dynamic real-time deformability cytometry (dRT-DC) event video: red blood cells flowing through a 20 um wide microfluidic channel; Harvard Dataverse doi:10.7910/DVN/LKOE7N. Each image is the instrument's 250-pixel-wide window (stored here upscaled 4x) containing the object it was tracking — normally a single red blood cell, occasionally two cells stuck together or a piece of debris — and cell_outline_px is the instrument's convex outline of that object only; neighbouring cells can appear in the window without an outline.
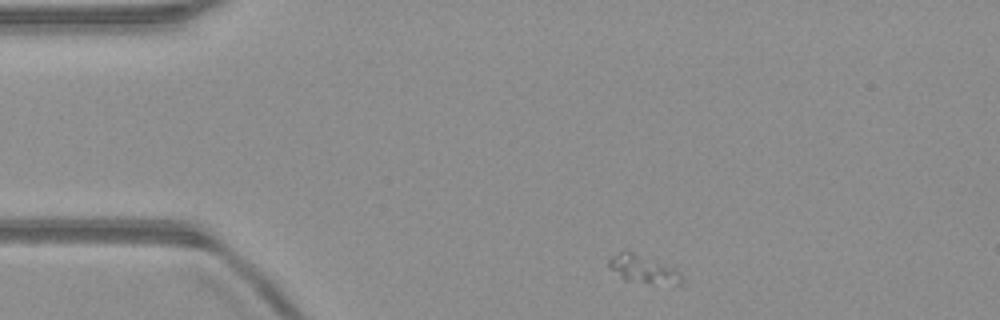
{"species": "common noctule bat (a hibernating species)", "species_latin": "Nyctalus noctula", "temperature_condition": "warm", "stored_images_in_passage": 46, "segment_of_instrument_passage": [1, 2], "camera_frame_rate_fps": 3000, "um_per_image_px": 0.085, "animal": {"sex": "male", "body_mass_g": 23.1, "forearm_length_mm": 52.7}, "frame": {"image": 1, "passage_image": 1, "time_ms": 0.0, "image_size_px": [1000, 320], "cell_outline_px": [[684, 288], [624, 280], [608, 264], [608, 260], [612, 256], [624, 248], [676, 268], [680, 272]], "centroid_in_image_um": [54.78, 22.91], "position_along_channel_um": 30.2, "area_um2": 12.43}}
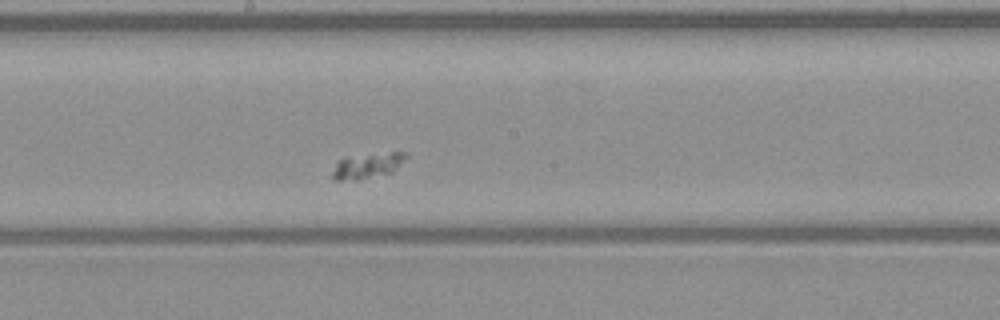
{"frame": {"image": 2, "passage_image": 20, "time_ms": 6.333, "image_size_px": [1000, 320], "cell_outline_px": [[408, 156], [392, 172], [356, 180], [332, 180], [332, 172], [336, 160], [392, 152], [408, 152]], "centroid_in_image_um": [31.22, 14.1], "position_along_channel_um": 217.0, "area_um2": 10.46}}
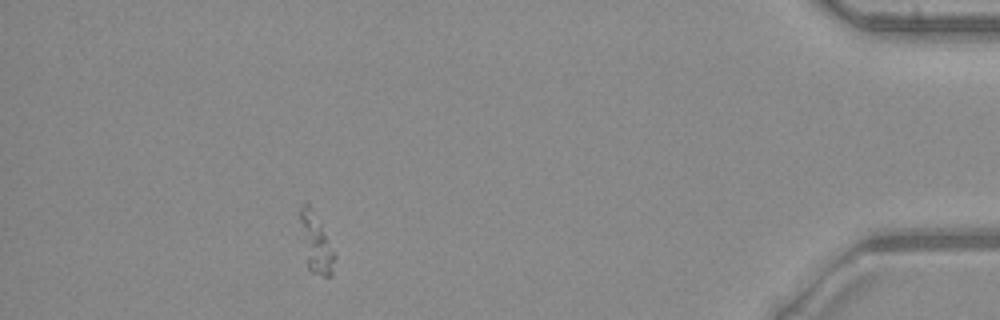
{"frame": {"image": 3, "passage_image": 40, "time_ms": 13.0, "image_size_px": [1000, 320], "cell_outline_px": [[336, 256], [332, 276], [324, 276], [312, 272], [308, 268], [300, 220], [300, 208], [304, 200], [308, 200], [336, 252]], "centroid_in_image_um": [26.89, 20.63], "position_along_channel_um": 408.3, "area_um2": 11.91}}